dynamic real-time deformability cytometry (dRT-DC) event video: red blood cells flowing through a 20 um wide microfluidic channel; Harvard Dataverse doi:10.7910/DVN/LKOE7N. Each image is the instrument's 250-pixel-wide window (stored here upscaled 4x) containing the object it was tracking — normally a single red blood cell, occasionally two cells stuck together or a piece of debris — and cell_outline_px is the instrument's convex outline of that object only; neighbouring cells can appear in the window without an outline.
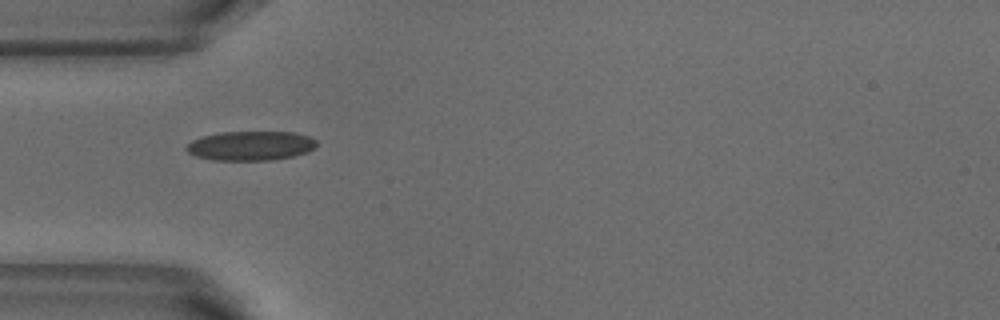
{"species": "common noctule bat (a hibernating species)", "species_latin": "Nyctalus noctula", "temperature_condition": "warm", "stored_images_in_passage": 1, "camera_frame_rate_fps": 3000, "um_per_image_px": 0.085, "animal": {"sex": "male", "body_mass_g": 18.8}, "frame": {"image": 1, "passage_image": 1, "time_ms": 0.0, "image_size_px": [1000, 320], "cell_outline_px": [[316, 144], [308, 152], [292, 156], [272, 160], [212, 160], [196, 156], [188, 152], [184, 148], [192, 140], [204, 136], [220, 132], [292, 132], [308, 136], [316, 140]], "centroid_in_image_um": [21.28, 12.39], "position_along_channel_um": 63.7, "area_um2": 22.14}}